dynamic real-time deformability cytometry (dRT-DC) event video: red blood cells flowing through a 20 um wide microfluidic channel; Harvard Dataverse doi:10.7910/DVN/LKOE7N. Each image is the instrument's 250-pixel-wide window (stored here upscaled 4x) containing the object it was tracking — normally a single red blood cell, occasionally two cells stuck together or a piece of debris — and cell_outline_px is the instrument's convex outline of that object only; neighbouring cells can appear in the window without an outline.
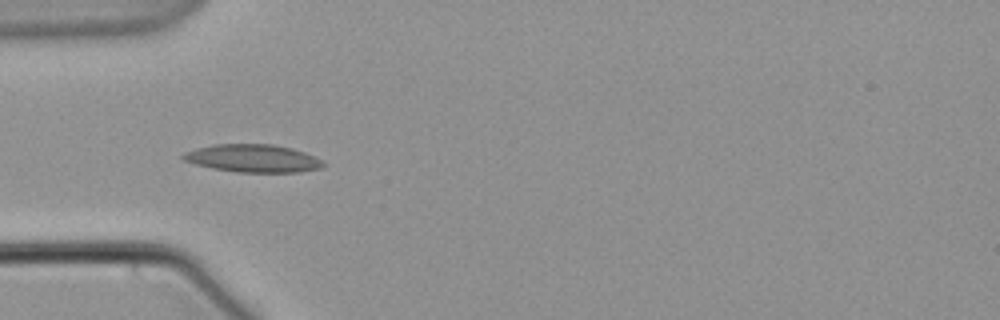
{"species": "common noctule bat (a hibernating species)", "species_latin": "Nyctalus noctula", "temperature_condition": "warm", "stored_images_in_passage": 7, "camera_frame_rate_fps": 3000, "um_per_image_px": 0.085, "animal": {"sex": "male", "body_mass_g": 21.5, "forearm_length_mm": 52.0}, "frame": {"image": 1, "passage_image": 5, "time_ms": 6.333, "image_size_px": [1000, 320], "cell_outline_px": [[324, 168], [300, 172], [236, 172], [212, 168], [196, 164], [184, 160], [180, 156], [196, 148], [216, 144], [272, 144], [292, 148], [304, 152], [324, 160]], "centroid_in_image_um": [21.56, 13.46], "position_along_channel_um": 63.4, "area_um2": 22.72}}
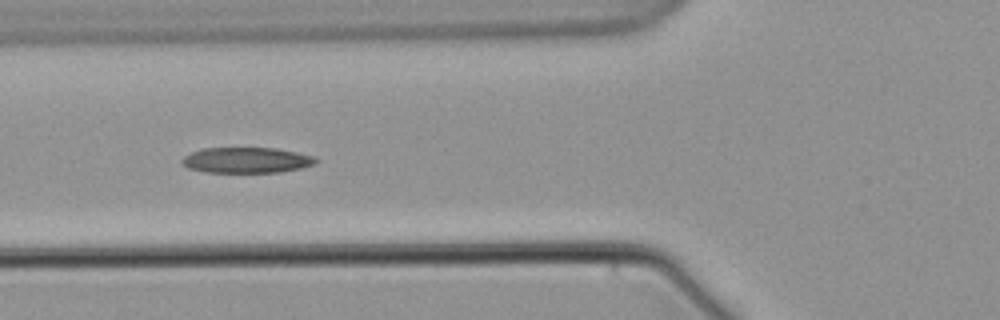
{"frame": {"image": 2, "passage_image": 6, "time_ms": 7.667, "image_size_px": [1000, 320], "cell_outline_px": [[316, 164], [304, 168], [280, 172], [204, 172], [188, 168], [180, 164], [180, 160], [184, 156], [192, 152], [204, 148], [276, 148], [296, 152], [312, 156], [316, 160]], "centroid_in_image_um": [20.93, 13.62], "position_along_channel_um": 104.9, "area_um2": 20.06}}